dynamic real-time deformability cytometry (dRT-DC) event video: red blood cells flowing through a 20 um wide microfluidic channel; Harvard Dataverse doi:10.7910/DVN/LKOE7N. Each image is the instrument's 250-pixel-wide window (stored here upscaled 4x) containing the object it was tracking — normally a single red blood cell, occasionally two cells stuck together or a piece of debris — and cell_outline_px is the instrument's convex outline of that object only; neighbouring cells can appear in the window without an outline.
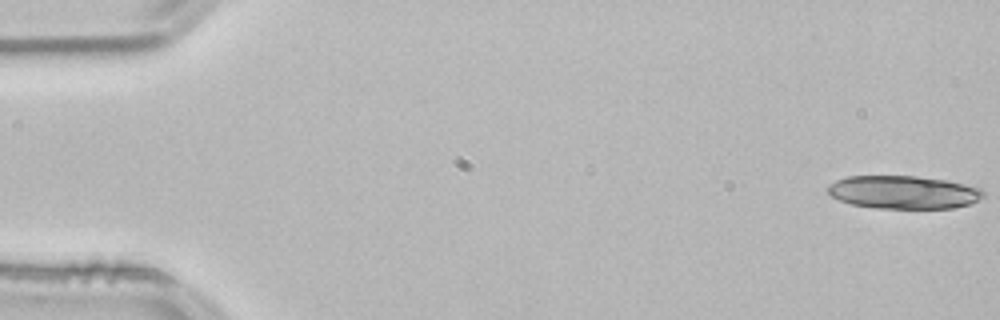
{"species": "common noctule bat (a hibernating species)", "species_latin": "Nyctalus noctula", "temperature_condition": "room temperature", "stored_images_in_passage": 19, "segment_of_instrument_passage": [1, 2], "camera_frame_rate_fps": 3000, "um_per_image_px": 0.085, "animal": {"sex": "male", "body_mass_g": 21.5, "forearm_length_mm": 52.0}, "frame": {"image": 1, "passage_image": 1, "time_ms": 0.0, "image_size_px": [1000, 320], "cell_outline_px": [[984, 196], [968, 204], [952, 208], [876, 208], [852, 204], [840, 200], [832, 196], [824, 188], [828, 184], [836, 180], [848, 176], [916, 176], [944, 180], [964, 184], [980, 188], [984, 192]], "centroid_in_image_um": [76.74, 16.33], "position_along_channel_um": 8.3, "area_um2": 29.82}}